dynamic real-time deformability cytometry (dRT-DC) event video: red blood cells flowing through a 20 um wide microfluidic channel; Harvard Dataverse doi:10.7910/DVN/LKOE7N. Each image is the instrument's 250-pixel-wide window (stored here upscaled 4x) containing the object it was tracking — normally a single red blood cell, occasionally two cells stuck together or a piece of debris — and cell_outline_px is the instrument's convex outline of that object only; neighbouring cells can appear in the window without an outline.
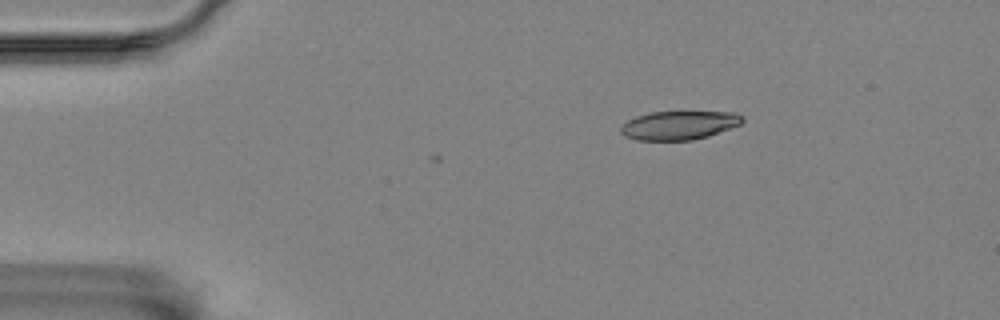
{"species": "Egyptian fruit bat (a non-hibernating species)", "species_latin": "Rousettus aegyptiacus", "temperature_condition": "room temperature", "stored_images_in_passage": 49, "camera_frame_rate_fps": 3000, "um_per_image_px": 0.085, "animal": {"sex": "female"}, "frame": {"image": 1, "passage_image": 1, "time_ms": 0.0, "image_size_px": [1000, 320], "cell_outline_px": [[744, 120], [740, 124], [708, 136], [692, 140], [636, 140], [624, 136], [620, 132], [620, 128], [628, 120], [636, 116], [652, 112], [736, 112], [744, 116]], "centroid_in_image_um": [57.72, 10.65], "position_along_channel_um": 27.3, "area_um2": 20.29}}
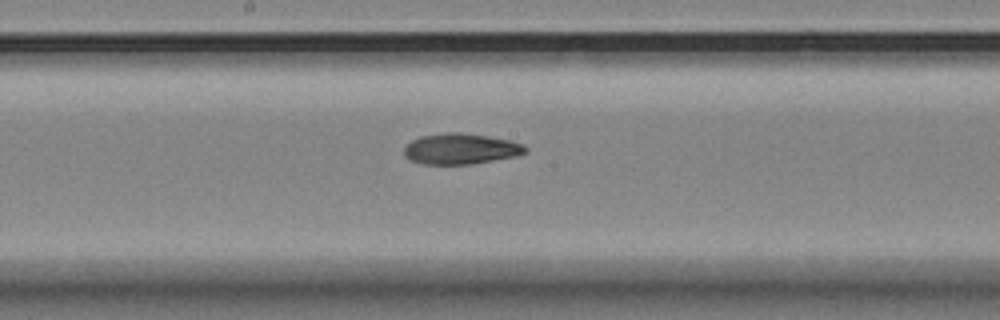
{"frame": {"image": 2, "passage_image": 22, "time_ms": 7.0, "image_size_px": [1000, 320], "cell_outline_px": [[528, 152], [516, 156], [472, 164], [424, 164], [412, 160], [404, 156], [404, 148], [412, 140], [420, 136], [444, 132], [460, 132], [488, 136], [508, 140], [524, 144], [528, 148]], "centroid_in_image_um": [39.18, 12.64], "position_along_channel_um": 209.0, "area_um2": 21.79}}
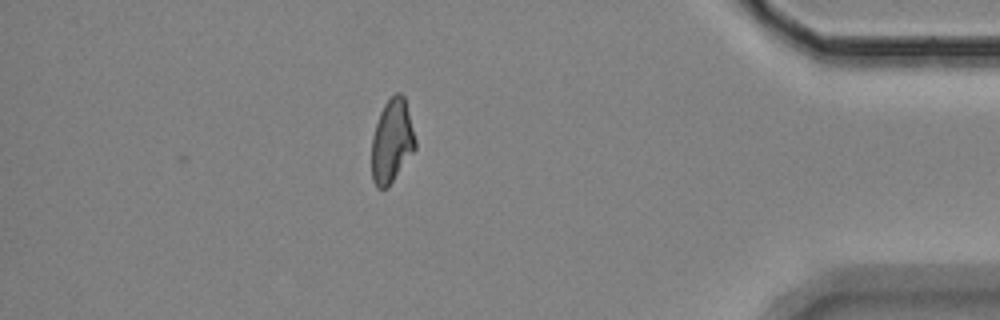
{"frame": {"image": 3, "passage_image": 42, "time_ms": 13.667, "image_size_px": [1000, 320], "cell_outline_px": [[416, 148], [388, 188], [376, 188], [372, 180], [372, 136], [380, 112], [384, 104], [396, 92], [400, 92], [404, 96], [416, 140]], "centroid_in_image_um": [33.3, 12.01], "position_along_channel_um": 401.9, "area_um2": 21.21}, "authors_computed_cell_mechanics": {"area_um2": 21.7906, "velocity_mm_per_s": 3.4552, "shape_relaxation_time_tau1_ms": 8.8377, "shape_relaxation_time_tau2_ms": 5.6552, "deformation_change_tau1": 0.2062, "deformation_change_tau2": 0.1237}}